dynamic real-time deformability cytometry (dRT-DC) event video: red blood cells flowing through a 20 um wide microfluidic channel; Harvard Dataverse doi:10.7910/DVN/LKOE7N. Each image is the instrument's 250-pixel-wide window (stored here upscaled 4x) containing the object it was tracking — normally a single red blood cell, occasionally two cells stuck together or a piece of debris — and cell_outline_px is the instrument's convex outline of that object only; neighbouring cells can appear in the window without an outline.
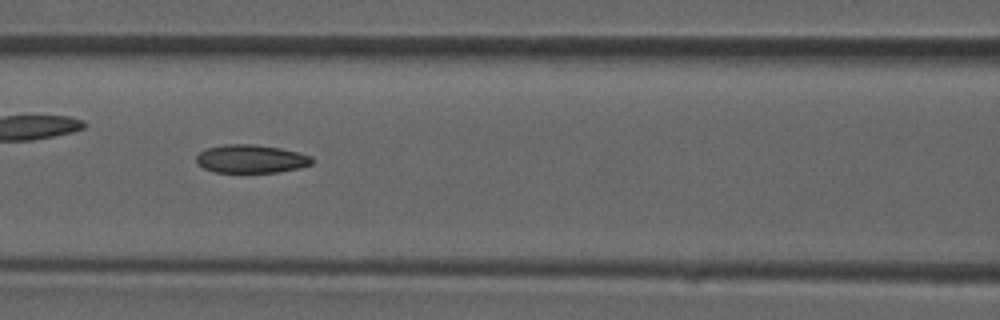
{"species": "common noctule bat (a hibernating species)", "species_latin": "Nyctalus noctula", "temperature_condition": "room temperature", "stored_images_in_passage": 28, "camera_frame_rate_fps": 3000, "um_per_image_px": 0.085, "animal": {"sex": "male", "forearm_length_mm": 52.5}, "frame": {"image": 1, "passage_image": 9, "time_ms": 2.667, "image_size_px": [1000, 320], "cell_outline_px": [[316, 160], [312, 164], [300, 168], [280, 172], [212, 172], [204, 168], [196, 160], [196, 156], [200, 152], [208, 148], [224, 144], [256, 144], [280, 148], [300, 152], [312, 156]], "centroid_in_image_um": [21.41, 13.5], "position_along_channel_um": 145.2, "area_um2": 19.25}}